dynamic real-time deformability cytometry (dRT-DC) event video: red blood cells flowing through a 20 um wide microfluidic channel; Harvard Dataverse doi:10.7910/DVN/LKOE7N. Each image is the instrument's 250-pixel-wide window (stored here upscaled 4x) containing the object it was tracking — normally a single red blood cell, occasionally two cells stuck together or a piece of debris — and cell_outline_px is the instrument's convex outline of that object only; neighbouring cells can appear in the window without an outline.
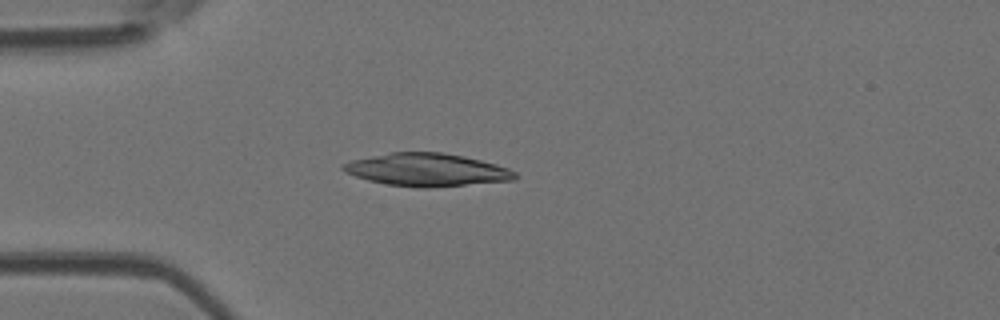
{"species": "Egyptian fruit bat (a non-hibernating species)", "species_latin": "Rousettus aegyptiacus", "temperature_condition": "room temperature", "stored_images_in_passage": 4, "camera_frame_rate_fps": 3000, "um_per_image_px": 0.085, "animal": {"sex": "female"}, "frame": {"image": 1, "passage_image": 2, "time_ms": 1.333, "image_size_px": [1000, 320], "cell_outline_px": [[516, 180], [428, 188], [416, 188], [388, 184], [368, 180], [344, 172], [340, 168], [344, 164], [352, 160], [392, 152], [444, 152], [464, 156], [496, 164], [508, 168], [516, 172]], "centroid_in_image_um": [36.31, 14.44], "position_along_channel_um": 48.7, "area_um2": 32.83}}
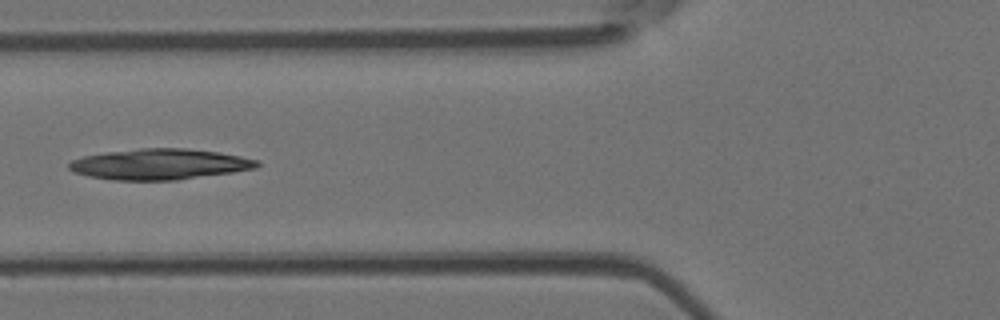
{"frame": {"image": 2, "passage_image": 4, "time_ms": 3.333, "image_size_px": [1000, 320], "cell_outline_px": [[260, 164], [256, 168], [232, 172], [176, 180], [112, 180], [88, 176], [72, 172], [68, 168], [68, 164], [72, 160], [84, 156], [104, 152], [140, 148], [184, 148], [220, 152], [260, 160]], "centroid_in_image_um": [13.55, 13.95], "position_along_channel_um": 112.2, "area_um2": 33.81}}